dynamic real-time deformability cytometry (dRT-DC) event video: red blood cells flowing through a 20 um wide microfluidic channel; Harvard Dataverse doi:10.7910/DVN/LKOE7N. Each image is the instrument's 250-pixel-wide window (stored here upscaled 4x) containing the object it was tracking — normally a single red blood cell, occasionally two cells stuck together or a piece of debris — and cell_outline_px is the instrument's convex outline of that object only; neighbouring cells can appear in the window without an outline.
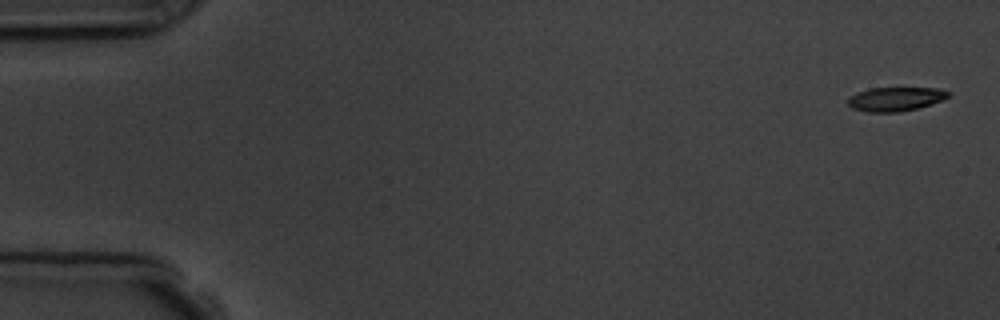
{"species": "common noctule bat (a hibernating species)", "species_latin": "Nyctalus noctula", "temperature_condition": "room temperature", "stored_images_in_passage": 3, "camera_frame_rate_fps": 3000, "um_per_image_px": 0.085, "animal": {"sex": "male", "body_mass_g": 19.5, "forearm_length_mm": 54.6}, "frame": {"image": 1, "passage_image": 1, "time_ms": 0.0, "image_size_px": [1000, 320], "cell_outline_px": [[952, 96], [944, 100], [916, 108], [900, 112], [868, 112], [852, 108], [848, 104], [848, 96], [856, 92], [868, 88], [936, 88], [952, 92]], "centroid_in_image_um": [76.13, 8.41], "position_along_channel_um": 8.9, "area_um2": 14.22}}